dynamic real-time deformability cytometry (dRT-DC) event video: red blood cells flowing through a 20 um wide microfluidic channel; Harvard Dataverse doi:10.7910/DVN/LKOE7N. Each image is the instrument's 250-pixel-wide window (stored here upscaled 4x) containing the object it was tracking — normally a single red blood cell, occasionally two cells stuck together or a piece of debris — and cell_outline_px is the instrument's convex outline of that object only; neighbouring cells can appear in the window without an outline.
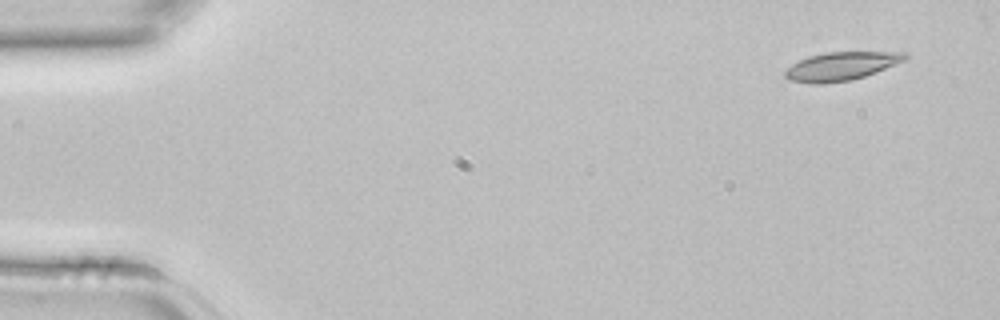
{"species": "common noctule bat (a hibernating species)", "species_latin": "Nyctalus noctula", "temperature_condition": "room temperature", "stored_images_in_passage": 4, "camera_frame_rate_fps": 3000, "um_per_image_px": 0.085, "animal": {"sex": "female", "body_mass_g": 22.7, "forearm_length_mm": 54.2}, "frame": {"image": 1, "passage_image": 1, "time_ms": 0.0, "image_size_px": [1000, 320], "cell_outline_px": [[908, 60], [876, 72], [852, 80], [824, 84], [812, 84], [788, 80], [784, 76], [784, 72], [792, 64], [808, 56], [824, 52], [908, 52]], "centroid_in_image_um": [71.52, 5.63], "position_along_channel_um": 13.5, "area_um2": 20.11}}